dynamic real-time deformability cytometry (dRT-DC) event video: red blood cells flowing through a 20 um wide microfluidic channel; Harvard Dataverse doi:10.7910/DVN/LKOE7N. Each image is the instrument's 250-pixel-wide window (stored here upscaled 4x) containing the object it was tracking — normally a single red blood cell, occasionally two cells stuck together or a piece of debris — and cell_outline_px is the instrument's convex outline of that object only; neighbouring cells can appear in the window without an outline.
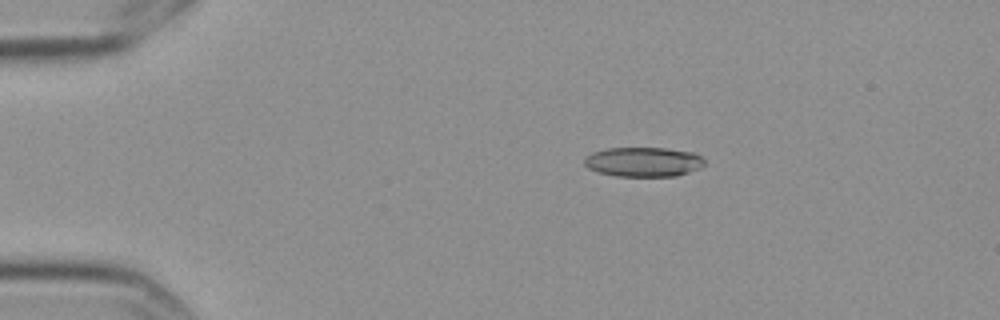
{"species": "Egyptian fruit bat (a non-hibernating species)", "species_latin": "Rousettus aegyptiacus", "temperature_condition": "cold", "stored_images_in_passage": 5, "camera_frame_rate_fps": 3000, "um_per_image_px": 0.085, "frame": {"image": 1, "passage_image": 3, "time_ms": 0.667, "image_size_px": [1000, 320], "cell_outline_px": [[704, 164], [700, 168], [676, 176], [616, 176], [596, 172], [588, 168], [584, 164], [584, 160], [592, 152], [608, 148], [664, 148], [692, 152], [700, 156], [704, 160]], "centroid_in_image_um": [54.67, 13.76], "position_along_channel_um": 30.3, "area_um2": 20.63}}